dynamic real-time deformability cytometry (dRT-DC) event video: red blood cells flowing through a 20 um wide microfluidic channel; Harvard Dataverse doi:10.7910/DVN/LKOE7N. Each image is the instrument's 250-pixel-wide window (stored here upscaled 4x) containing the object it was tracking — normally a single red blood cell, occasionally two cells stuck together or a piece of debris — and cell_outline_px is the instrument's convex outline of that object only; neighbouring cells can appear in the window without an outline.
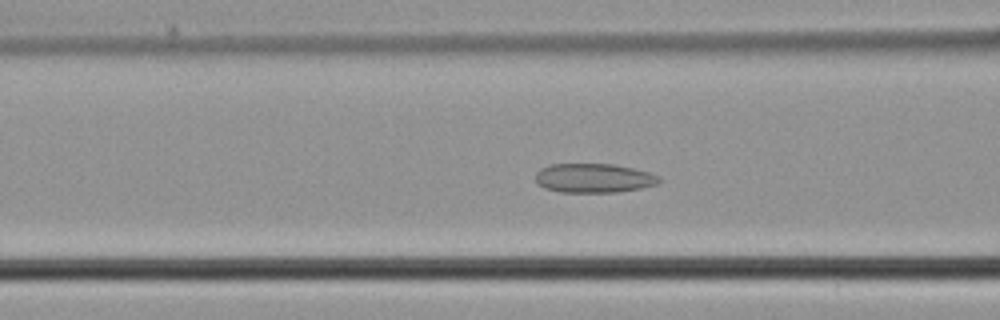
{"species": "common noctule bat (a hibernating species)", "species_latin": "Nyctalus noctula", "temperature_condition": "cold", "stored_images_in_passage": 43, "camera_frame_rate_fps": 3000, "um_per_image_px": 0.085, "animal": {"sex": "male", "body_mass_g": 21.5, "forearm_length_mm": 52.0}, "frame": {"image": 1, "passage_image": 19, "time_ms": 6.0, "image_size_px": [1000, 320], "cell_outline_px": [[660, 180], [656, 184], [640, 188], [616, 192], [560, 192], [544, 188], [536, 184], [536, 172], [540, 168], [552, 164], [616, 164], [648, 172], [660, 176]], "centroid_in_image_um": [50.43, 15.13], "position_along_channel_um": 116.2, "area_um2": 21.04}}
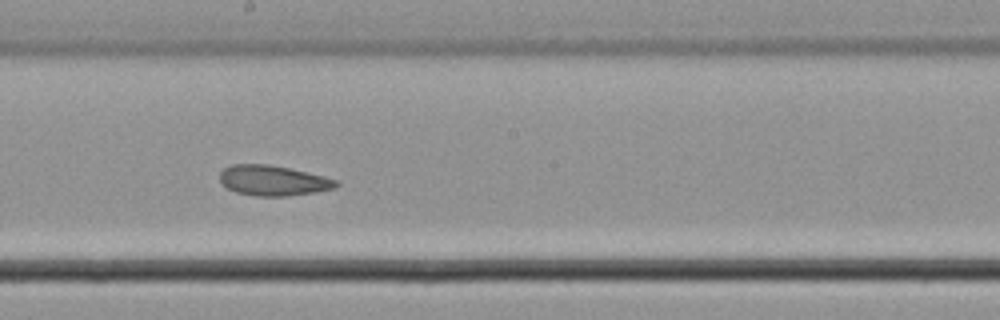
{"frame": {"image": 2, "passage_image": 27, "time_ms": 8.667, "image_size_px": [1000, 320], "cell_outline_px": [[340, 184], [336, 188], [316, 192], [288, 196], [256, 196], [236, 192], [220, 184], [220, 172], [224, 168], [232, 164], [268, 164], [288, 168], [340, 180]], "centroid_in_image_um": [23.22, 15.35], "position_along_channel_um": 225.0, "area_um2": 20.63}}
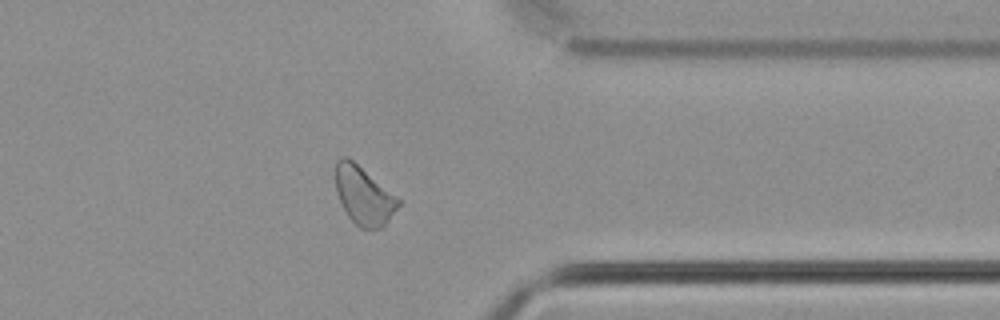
{"frame": {"image": 3, "passage_image": 39, "time_ms": 12.667, "image_size_px": [1000, 320], "cell_outline_px": [[404, 200], [388, 220], [380, 228], [360, 228], [348, 216], [336, 192], [336, 160], [340, 156], [348, 156]], "centroid_in_image_um": [30.95, 16.58], "position_along_channel_um": 380.4, "area_um2": 21.5}}